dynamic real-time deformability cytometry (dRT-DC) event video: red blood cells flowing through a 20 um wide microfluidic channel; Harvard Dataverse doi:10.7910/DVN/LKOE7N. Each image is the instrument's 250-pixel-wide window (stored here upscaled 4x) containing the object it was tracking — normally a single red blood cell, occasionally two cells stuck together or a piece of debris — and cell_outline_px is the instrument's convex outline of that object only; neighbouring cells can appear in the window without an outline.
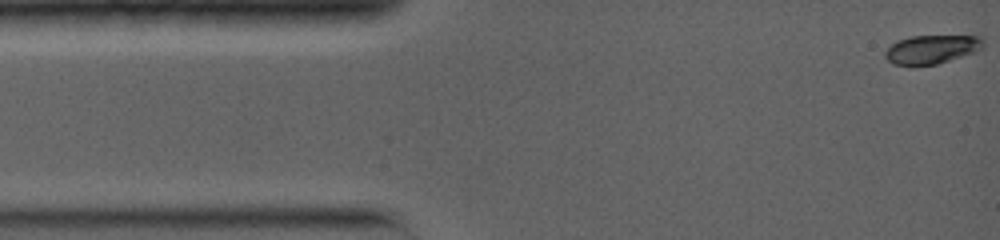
{"species": "common noctule bat (a hibernating species)", "species_latin": "Nyctalus noctula", "temperature_condition": "warm", "stored_images_in_passage": 35, "camera_frame_rate_fps": 5000, "um_per_image_px": 0.085, "animal": {"sex": "female", "body_mass_g": 19.0, "forearm_length_mm": 56.7}, "frame": {"image": 1, "passage_image": 1, "time_ms": 0.0, "image_size_px": [1000, 240], "cell_outline_px": [[984, 48], [976, 52], [936, 64], [912, 68], [892, 64], [884, 56], [884, 52], [896, 40], [912, 36], [984, 36]], "centroid_in_image_um": [79.18, 4.22], "position_along_channel_um": 5.8, "area_um2": 16.99}}
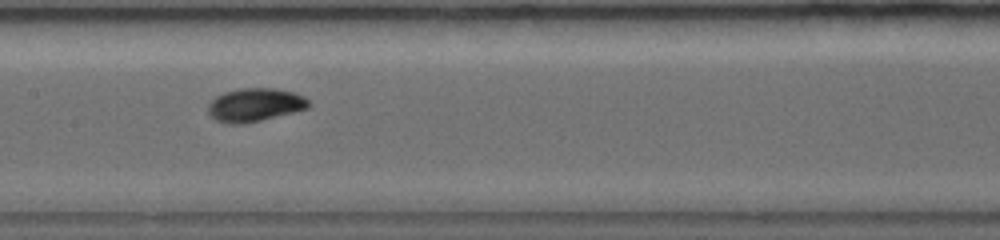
{"frame": {"image": 2, "passage_image": 15, "time_ms": 6.6, "image_size_px": [1000, 240], "cell_outline_px": [[312, 104], [308, 108], [244, 124], [228, 124], [216, 120], [208, 112], [208, 104], [216, 96], [224, 92], [240, 88], [276, 88], [292, 92], [304, 96]], "centroid_in_image_um": [21.66, 8.91], "position_along_channel_um": 185.7, "area_um2": 19.48}}
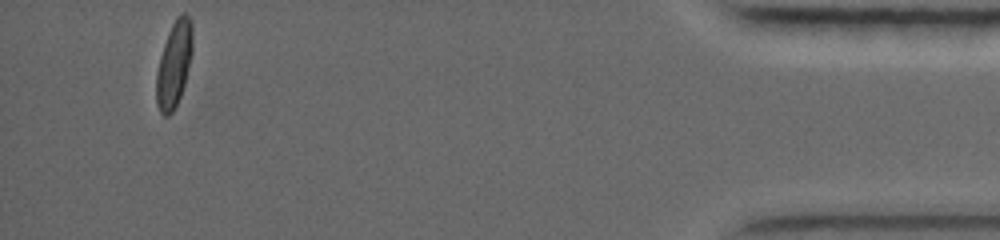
{"frame": {"image": 3, "passage_image": 35, "time_ms": 14.8, "image_size_px": [1000, 240], "cell_outline_px": [[192, 56], [184, 84], [180, 96], [172, 112], [168, 116], [164, 116], [160, 112], [156, 104], [156, 72], [160, 56], [168, 32], [176, 16], [180, 12], [184, 12], [192, 20]], "centroid_in_image_um": [14.79, 5.43], "position_along_channel_um": 420.4, "area_um2": 18.26}, "authors_computed_cell_mechanics": {"area_um2": 18.0914, "velocity_mm_per_s": 3.9425, "shape_relaxation_time_tau1_ms": 2.993, "shape_relaxation_time_tau2_ms": null, "deformation_change_tau1": 0.1336, "deformation_change_tau2": null}}